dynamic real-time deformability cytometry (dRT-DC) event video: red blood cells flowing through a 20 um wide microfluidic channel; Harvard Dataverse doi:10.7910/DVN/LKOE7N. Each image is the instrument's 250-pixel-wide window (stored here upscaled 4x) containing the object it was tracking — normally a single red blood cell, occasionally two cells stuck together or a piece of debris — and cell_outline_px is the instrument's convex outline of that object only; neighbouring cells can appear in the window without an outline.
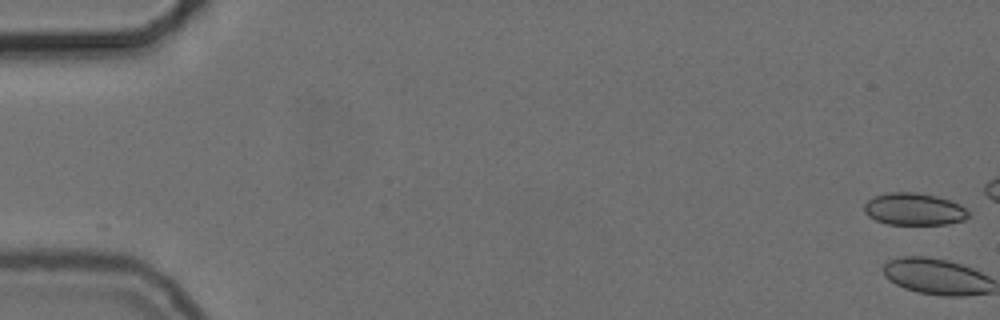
{"species": "common noctule bat (a hibernating species)", "species_latin": "Nyctalus noctula", "temperature_condition": "cold", "stored_images_in_passage": 2, "camera_frame_rate_fps": 3000, "um_per_image_px": 0.085, "animal": {"sex": "female", "body_mass_g": 24.6, "forearm_length_mm": 56.2}, "frame": {"image": 1, "passage_image": 1, "time_ms": 0.0, "image_size_px": [1000, 320], "cell_outline_px": [[972, 216], [964, 220], [948, 224], [888, 224], [876, 220], [868, 216], [864, 212], [864, 204], [868, 200], [876, 196], [888, 192], [916, 192], [936, 196], [960, 204]], "centroid_in_image_um": [77.7, 17.78], "position_along_channel_um": 7.3, "area_um2": 19.54}}